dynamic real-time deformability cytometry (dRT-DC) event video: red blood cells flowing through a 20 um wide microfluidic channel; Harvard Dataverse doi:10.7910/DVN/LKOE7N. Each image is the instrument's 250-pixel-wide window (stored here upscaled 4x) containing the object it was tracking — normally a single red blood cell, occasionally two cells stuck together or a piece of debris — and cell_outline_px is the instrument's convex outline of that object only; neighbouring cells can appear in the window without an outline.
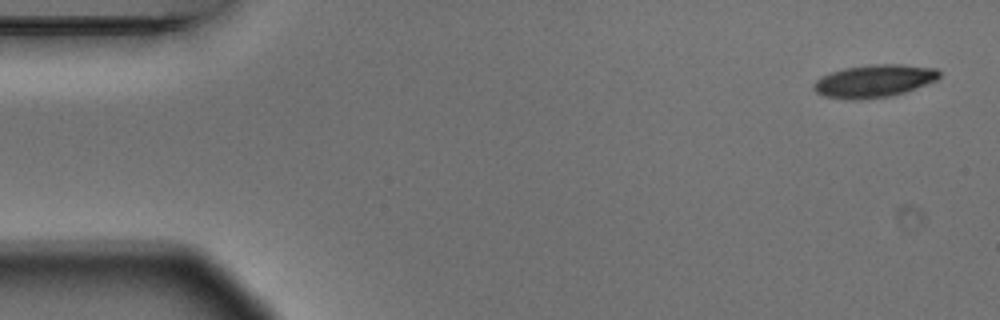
{"species": "Egyptian fruit bat (a non-hibernating species)", "species_latin": "Rousettus aegyptiacus", "temperature_condition": "warm", "stored_images_in_passage": 8, "camera_frame_rate_fps": 3000, "um_per_image_px": 0.085, "animal": {"sex": "male"}, "frame": {"image": 1, "passage_image": 1, "time_ms": 0.0, "image_size_px": [1000, 320], "cell_outline_px": [[940, 76], [936, 80], [904, 92], [888, 96], [860, 100], [852, 100], [824, 96], [816, 92], [812, 88], [812, 84], [816, 80], [832, 72], [844, 68], [876, 64], [904, 64], [936, 68], [940, 72]], "centroid_in_image_um": [74.29, 6.88], "position_along_channel_um": 10.7, "area_um2": 23.76}}
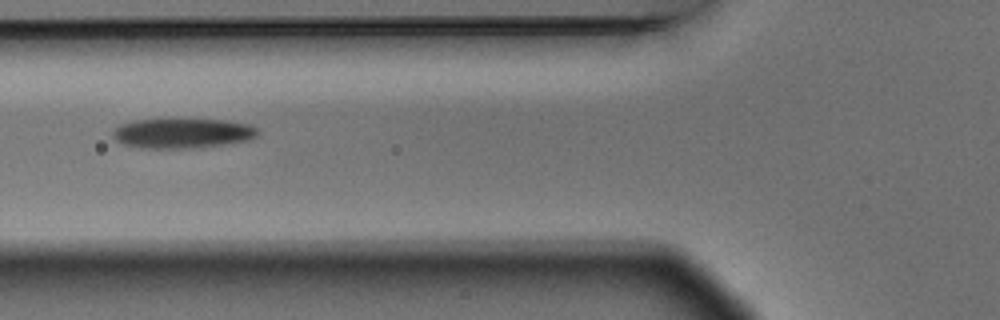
{"frame": {"image": 2, "passage_image": 6, "time_ms": 1.667, "image_size_px": [1000, 320], "cell_outline_px": [[260, 132], [252, 140], [224, 144], [192, 148], [140, 148], [124, 144], [116, 140], [112, 136], [112, 132], [120, 124], [136, 120], [228, 120], [252, 124]], "centroid_in_image_um": [15.56, 11.33], "position_along_channel_um": 110.2, "area_um2": 25.2}}
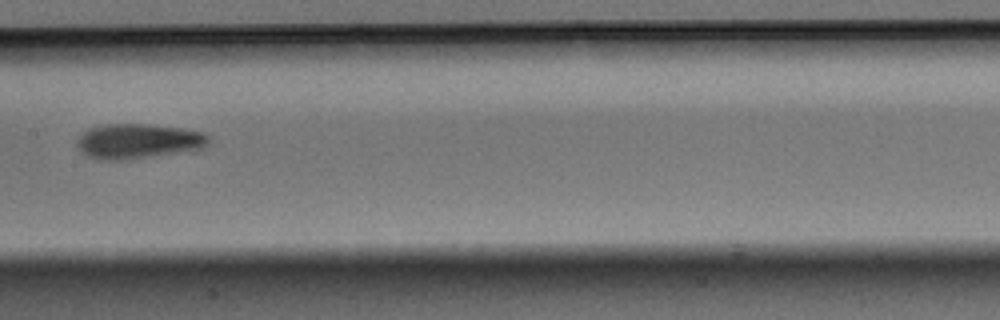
{"frame": {"image": 3, "passage_image": 8, "time_ms": 2.333, "image_size_px": [1000, 320], "cell_outline_px": [[212, 140], [204, 148], [128, 160], [104, 160], [88, 156], [76, 144], [76, 140], [88, 128], [108, 124], [148, 124], [184, 128], [204, 132]], "centroid_in_image_um": [11.79, 11.99], "position_along_channel_um": 195.6, "area_um2": 26.82}}